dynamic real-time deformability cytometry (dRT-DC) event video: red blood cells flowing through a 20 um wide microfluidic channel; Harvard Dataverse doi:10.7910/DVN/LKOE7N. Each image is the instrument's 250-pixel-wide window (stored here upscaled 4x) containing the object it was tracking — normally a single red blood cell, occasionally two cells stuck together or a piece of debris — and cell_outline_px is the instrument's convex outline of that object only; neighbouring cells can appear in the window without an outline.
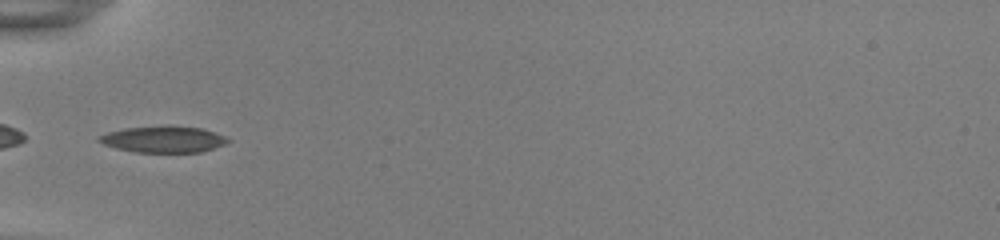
{"species": "common noctule bat (a hibernating species)", "species_latin": "Nyctalus noctula", "temperature_condition": "room temperature", "stored_images_in_passage": 33, "camera_frame_rate_fps": 3000, "um_per_image_px": 0.085, "animal": {"sex": "female", "body_mass_g": 22.0, "forearm_length_mm": 56.7}, "frame": {"image": 1, "passage_image": 1, "time_ms": 0.0, "image_size_px": [1000, 240], "cell_outline_px": [[232, 140], [224, 144], [200, 152], [136, 152], [116, 148], [104, 144], [96, 140], [96, 136], [108, 132], [124, 128], [160, 124], [168, 124], [204, 128], [216, 132]], "centroid_in_image_um": [13.87, 11.8], "position_along_channel_um": 71.1, "area_um2": 20.35}}
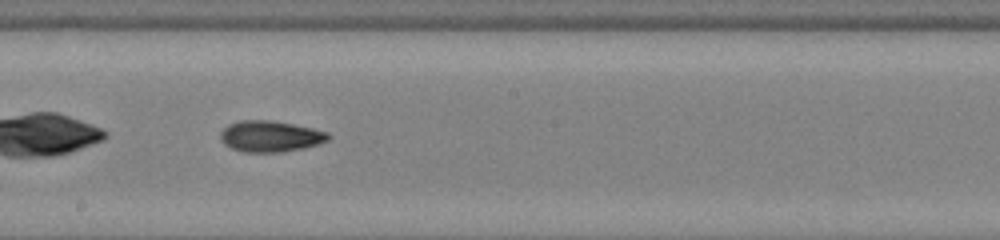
{"frame": {"image": 2, "passage_image": 13, "time_ms": 4.0, "image_size_px": [1000, 240], "cell_outline_px": [[332, 136], [328, 140], [304, 148], [284, 152], [244, 152], [232, 148], [224, 144], [220, 136], [220, 132], [228, 124], [240, 120], [272, 120], [312, 128], [328, 132]], "centroid_in_image_um": [22.98, 11.58], "position_along_channel_um": 225.2, "area_um2": 19.59}}
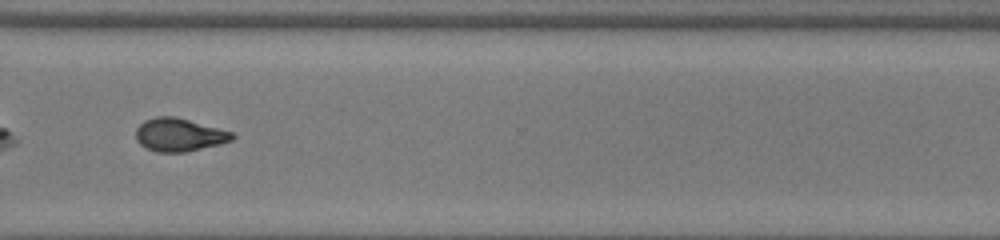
{"frame": {"image": 3, "passage_image": 23, "time_ms": 7.333, "image_size_px": [1000, 240], "cell_outline_px": [[236, 136], [232, 140], [220, 144], [184, 152], [156, 152], [144, 148], [136, 140], [136, 128], [144, 120], [156, 116], [176, 116], [232, 132]], "centroid_in_image_um": [15.2, 11.45], "position_along_channel_um": 355.4, "area_um2": 18.67}, "authors_computed_cell_mechanics": {"area_um2": 18.785, "velocity_mm_per_s": 3.8996, "shape_relaxation_time_tau1_ms": null, "shape_relaxation_time_tau2_ms": 2.993, "deformation_change_tau1": null, "deformation_change_tau2": 0.1021}}